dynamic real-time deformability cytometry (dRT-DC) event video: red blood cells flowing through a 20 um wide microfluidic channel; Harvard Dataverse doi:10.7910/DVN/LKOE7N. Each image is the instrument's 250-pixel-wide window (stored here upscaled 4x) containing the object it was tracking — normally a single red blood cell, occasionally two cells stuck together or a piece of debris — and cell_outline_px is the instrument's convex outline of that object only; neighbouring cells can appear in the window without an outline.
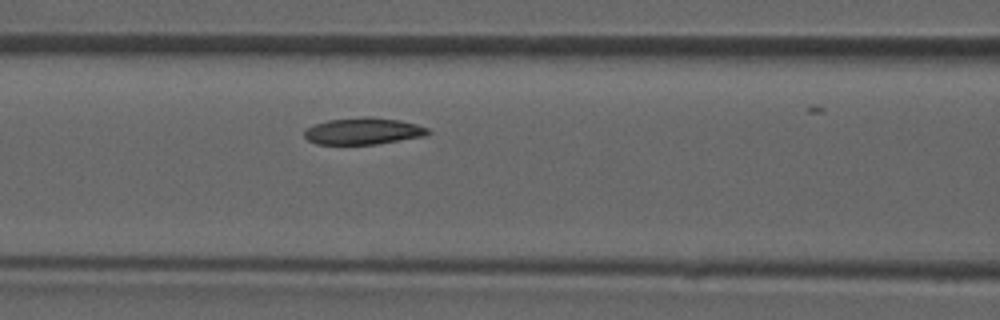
{"species": "common noctule bat (a hibernating species)", "species_latin": "Nyctalus noctula", "temperature_condition": "room temperature", "stored_images_in_passage": 33, "camera_frame_rate_fps": 3000, "um_per_image_px": 0.085, "animal": {"sex": "male", "forearm_length_mm": 52.5}, "frame": {"image": 1, "passage_image": 14, "time_ms": 4.333, "image_size_px": [1000, 320], "cell_outline_px": [[432, 132], [428, 136], [376, 144], [316, 144], [308, 140], [304, 136], [304, 132], [308, 128], [316, 124], [328, 120], [364, 116], [368, 116], [400, 120], [416, 124], [428, 128]], "centroid_in_image_um": [30.93, 11.14], "position_along_channel_um": 135.7, "area_um2": 19.36}}